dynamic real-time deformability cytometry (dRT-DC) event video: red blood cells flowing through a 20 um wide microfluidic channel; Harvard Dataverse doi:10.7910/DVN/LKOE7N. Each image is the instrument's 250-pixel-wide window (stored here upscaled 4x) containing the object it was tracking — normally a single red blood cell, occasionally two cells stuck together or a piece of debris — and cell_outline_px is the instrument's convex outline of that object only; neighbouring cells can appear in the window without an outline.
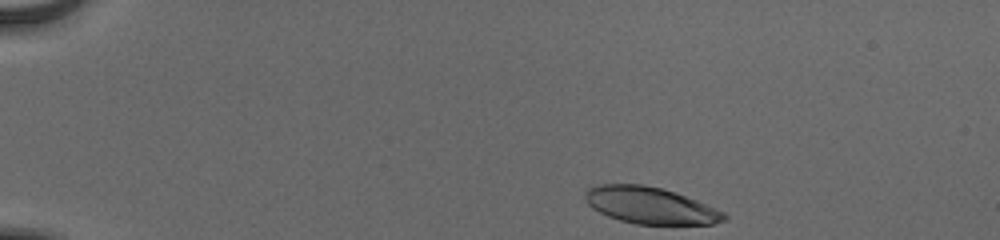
{"species": "human", "species_latin": "Homo sapiens", "temperature_condition": "cold", "stored_images_in_passage": 41, "camera_frame_rate_fps": 3000, "um_per_image_px": 0.085, "donor": {"sex": "male"}, "frame": {"image": 1, "passage_image": 1, "time_ms": 0.0, "image_size_px": [1000, 240], "cell_outline_px": [[728, 216], [724, 220], [712, 224], [636, 224], [620, 220], [608, 216], [592, 208], [584, 200], [584, 192], [588, 188], [596, 184], [644, 184], [660, 188], [696, 200], [724, 212]], "centroid_in_image_um": [55.21, 17.46], "position_along_channel_um": 29.8, "area_um2": 29.54}}
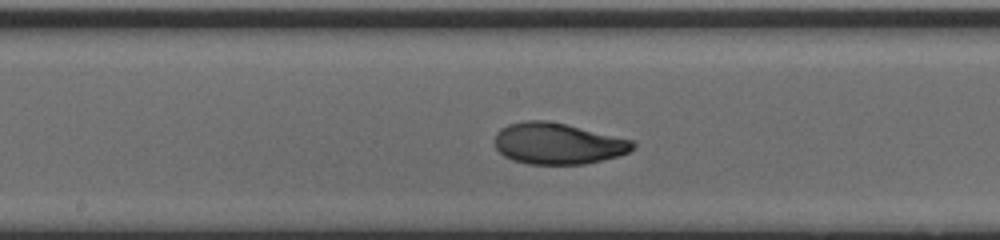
{"frame": {"image": 2, "passage_image": 22, "time_ms": 7.0, "image_size_px": [1000, 240], "cell_outline_px": [[636, 144], [628, 152], [616, 156], [584, 164], [528, 164], [512, 160], [504, 156], [496, 148], [492, 140], [496, 132], [500, 128], [508, 124], [524, 120], [544, 120], [564, 124], [632, 140]], "centroid_in_image_um": [47.32, 12.2], "position_along_channel_um": 200.9, "area_um2": 33.06}}
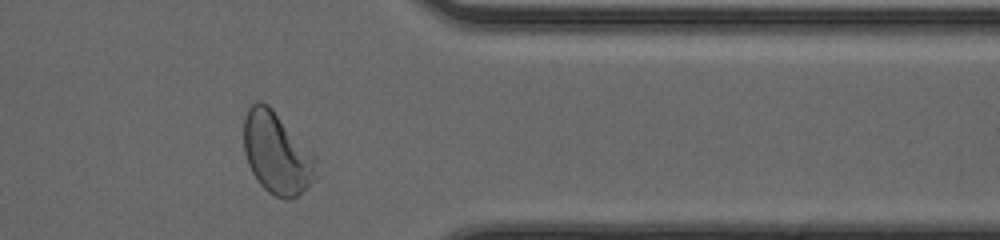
{"frame": {"image": 3, "passage_image": 37, "time_ms": 12.0, "image_size_px": [1000, 240], "cell_outline_px": [[316, 180], [308, 188], [296, 196], [276, 196], [268, 192], [260, 184], [252, 172], [248, 164], [244, 152], [244, 116], [248, 108], [256, 100], [260, 100], [268, 104], [272, 108], [316, 156]], "centroid_in_image_um": [23.52, 12.98], "position_along_channel_um": 387.9, "area_um2": 34.33}, "authors_computed_cell_mechanics": {"area_um2": 32.5992, "velocity_mm_per_s": 3.865, "shape_relaxation_time_tau1_ms": 2.994, "shape_relaxation_time_tau2_ms": 0.9763, "deformation_change_tau1": 0.1785, "deformation_change_tau2": 0.0534}}